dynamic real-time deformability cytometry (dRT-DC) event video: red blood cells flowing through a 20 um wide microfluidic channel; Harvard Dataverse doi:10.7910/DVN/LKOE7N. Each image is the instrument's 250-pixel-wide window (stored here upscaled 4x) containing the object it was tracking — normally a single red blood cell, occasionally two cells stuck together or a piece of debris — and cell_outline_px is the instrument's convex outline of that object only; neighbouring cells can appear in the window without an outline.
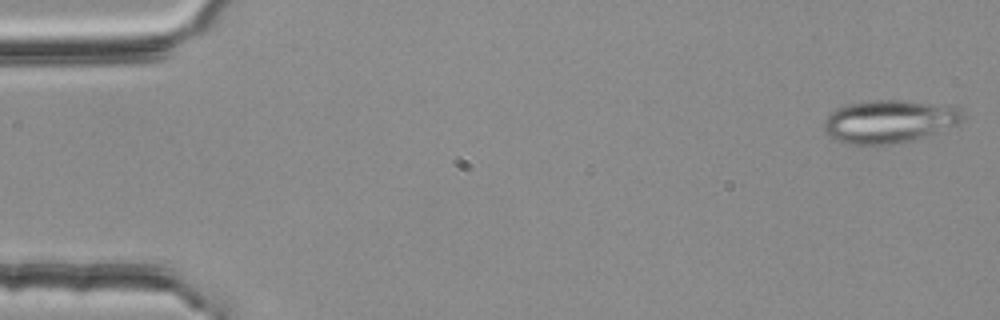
{"species": "common noctule bat (a hibernating species)", "species_latin": "Nyctalus noctula", "temperature_condition": "room temperature", "stored_images_in_passage": 53, "segment_of_instrument_passage": [1, 2], "camera_frame_rate_fps": 3000, "um_per_image_px": 0.085, "animal": {"sex": "female", "body_mass_g": 25.1}, "frame": {"image": 1, "passage_image": 1, "time_ms": 0.0, "image_size_px": [1000, 320], "cell_outline_px": [[964, 120], [956, 124], [912, 140], [892, 144], [852, 144], [836, 140], [828, 136], [824, 132], [824, 120], [836, 108], [848, 104], [876, 100], [904, 100], [960, 108], [964, 112]], "centroid_in_image_um": [75.54, 10.32], "position_along_channel_um": 9.5, "area_um2": 34.22}}